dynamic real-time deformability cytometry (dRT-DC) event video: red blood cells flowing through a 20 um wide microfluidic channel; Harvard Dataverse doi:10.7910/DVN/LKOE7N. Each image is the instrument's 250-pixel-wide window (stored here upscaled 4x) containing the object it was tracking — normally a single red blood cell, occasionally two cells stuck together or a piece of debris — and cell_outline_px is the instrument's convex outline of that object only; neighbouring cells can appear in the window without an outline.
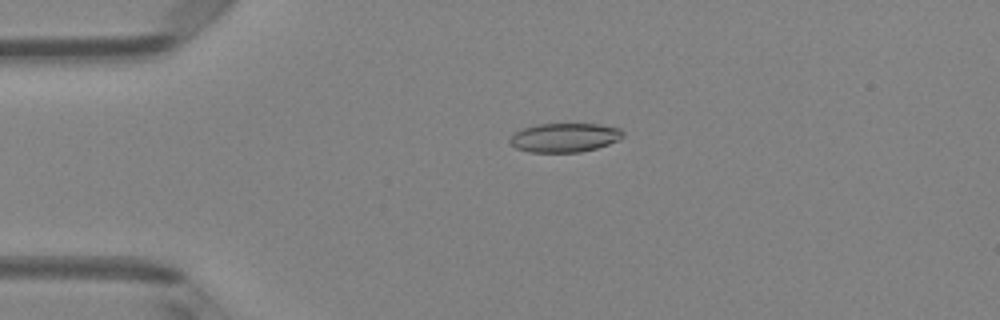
{"species": "Egyptian fruit bat (a non-hibernating species)", "species_latin": "Rousettus aegyptiacus", "temperature_condition": "room temperature", "stored_images_in_passage": 6, "camera_frame_rate_fps": 3000, "um_per_image_px": 0.085, "animal": {"sex": "female"}, "frame": {"image": 1, "passage_image": 4, "time_ms": 1.0, "image_size_px": [1000, 320], "cell_outline_px": [[624, 136], [620, 140], [596, 148], [580, 152], [528, 152], [516, 148], [508, 140], [512, 132], [536, 124], [600, 124], [620, 128], [624, 132]], "centroid_in_image_um": [47.99, 11.69], "position_along_channel_um": 37.0, "area_um2": 19.31}}
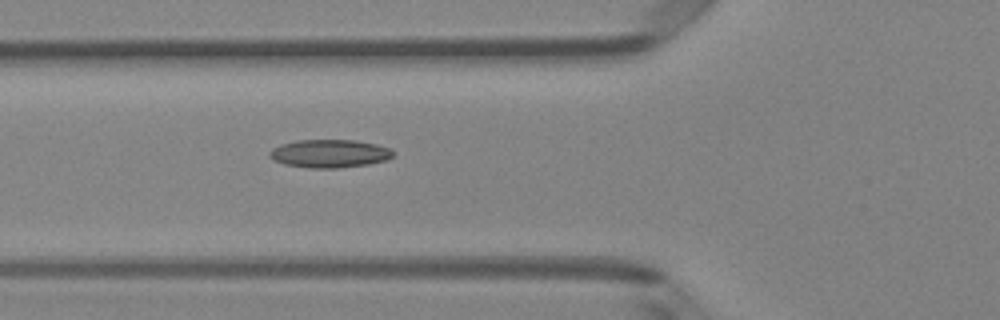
{"frame": {"image": 2, "passage_image": 6, "time_ms": 1.667, "image_size_px": [1000, 320], "cell_outline_px": [[392, 156], [384, 160], [368, 164], [336, 168], [308, 168], [284, 164], [272, 160], [268, 156], [268, 152], [272, 148], [280, 144], [296, 140], [356, 140], [376, 144], [392, 148]], "centroid_in_image_um": [27.95, 13.05], "position_along_channel_um": 97.8, "area_um2": 20.35}}